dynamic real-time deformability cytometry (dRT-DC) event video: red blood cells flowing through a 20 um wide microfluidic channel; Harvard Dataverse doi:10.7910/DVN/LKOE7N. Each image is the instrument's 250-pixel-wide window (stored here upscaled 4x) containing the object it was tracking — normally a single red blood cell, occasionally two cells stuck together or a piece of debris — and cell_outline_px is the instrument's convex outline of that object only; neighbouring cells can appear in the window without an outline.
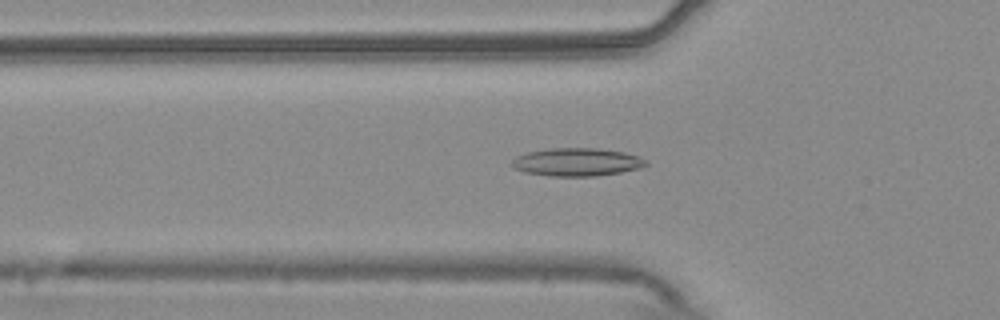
{"species": "common noctule bat (a hibernating species)", "species_latin": "Nyctalus noctula", "temperature_condition": "warm", "stored_images_in_passage": 54, "camera_frame_rate_fps": 3000, "um_per_image_px": 0.085, "animal": {"sex": "male", "body_mass_g": 20.4}, "frame": {"image": 1, "passage_image": 18, "time_ms": 5.667, "image_size_px": [1000, 320], "cell_outline_px": [[648, 164], [640, 168], [620, 172], [596, 176], [548, 176], [524, 172], [512, 168], [508, 164], [516, 156], [528, 152], [548, 148], [600, 148], [624, 152], [640, 156], [648, 160]], "centroid_in_image_um": [49.01, 13.77], "position_along_channel_um": 76.8, "area_um2": 22.25}}
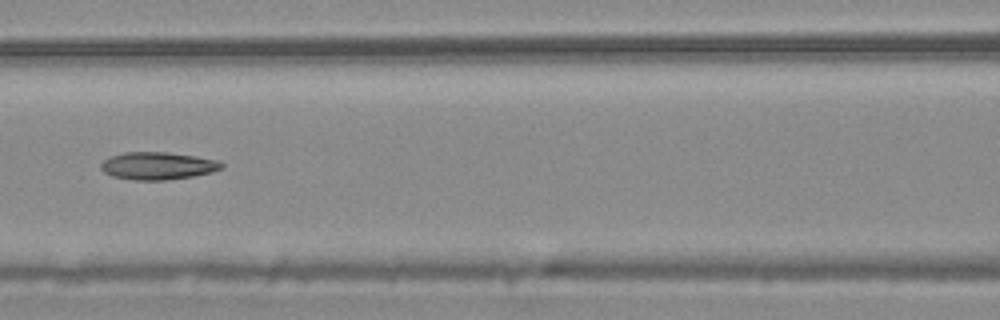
{"frame": {"image": 2, "passage_image": 24, "time_ms": 7.667, "image_size_px": [1000, 320], "cell_outline_px": [[224, 168], [212, 172], [192, 176], [164, 180], [136, 180], [112, 176], [104, 172], [100, 168], [100, 164], [104, 160], [112, 156], [124, 152], [168, 152], [196, 156], [216, 160], [224, 164]], "centroid_in_image_um": [13.42, 14.09], "position_along_channel_um": 153.2, "area_um2": 19.31}}
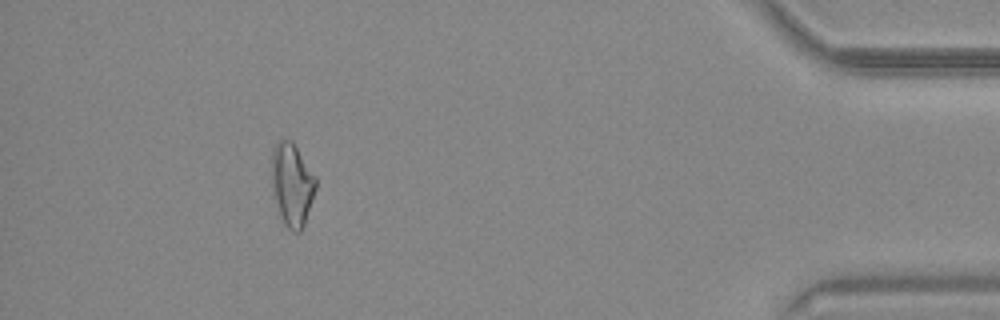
{"frame": {"image": 3, "passage_image": 49, "time_ms": 16.0, "image_size_px": [1000, 320], "cell_outline_px": [[316, 188], [304, 224], [300, 232], [292, 232], [284, 224], [280, 216], [272, 192], [272, 148], [280, 140], [292, 140], [316, 176]], "centroid_in_image_um": [24.82, 15.68], "position_along_channel_um": 410.4, "area_um2": 21.33}, "authors_computed_cell_mechanics": {"area_um2": 19.4786, "velocity_mm_per_s": 3.7671, "shape_relaxation_time_tau1_ms": null, "shape_relaxation_time_tau2_ms": 7.5109, "deformation_change_tau1": null, "deformation_change_tau2": 0.1793}}